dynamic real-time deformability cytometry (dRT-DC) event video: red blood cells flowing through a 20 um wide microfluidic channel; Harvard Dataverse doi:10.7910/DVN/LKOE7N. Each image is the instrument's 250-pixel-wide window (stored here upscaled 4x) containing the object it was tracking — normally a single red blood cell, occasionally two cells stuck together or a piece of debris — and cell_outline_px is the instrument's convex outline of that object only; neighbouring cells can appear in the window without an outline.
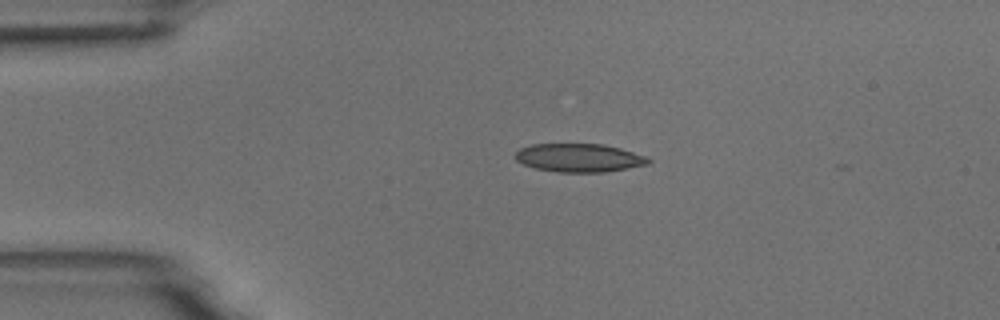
{"species": "common noctule bat (a hibernating species)", "species_latin": "Nyctalus noctula", "temperature_condition": "room temperature", "stored_images_in_passage": 2, "camera_frame_rate_fps": 3000, "um_per_image_px": 0.085, "animal": {"sex": "male", "body_mass_g": 18.8}, "frame": {"image": 1, "passage_image": 1, "time_ms": 0.0, "image_size_px": [1000, 320], "cell_outline_px": [[652, 160], [648, 164], [628, 168], [604, 172], [556, 172], [536, 168], [524, 164], [516, 160], [516, 152], [520, 148], [532, 144], [604, 144], [620, 148], [648, 156]], "centroid_in_image_um": [49.26, 13.41], "position_along_channel_um": 35.7, "area_um2": 22.02}}